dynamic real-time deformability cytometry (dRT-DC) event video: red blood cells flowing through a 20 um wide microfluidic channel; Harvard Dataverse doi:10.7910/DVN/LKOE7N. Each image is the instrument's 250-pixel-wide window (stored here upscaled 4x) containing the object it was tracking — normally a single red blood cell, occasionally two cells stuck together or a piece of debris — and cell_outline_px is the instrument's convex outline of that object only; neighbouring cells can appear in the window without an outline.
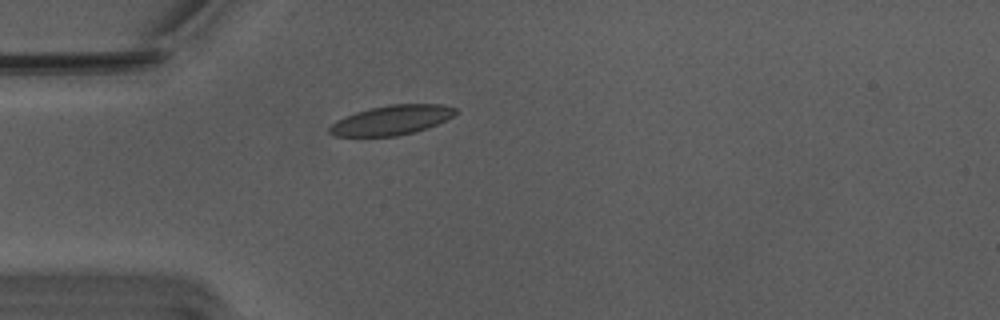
{"species": "Egyptian fruit bat (a non-hibernating species)", "species_latin": "Rousettus aegyptiacus", "temperature_condition": "warm", "stored_images_in_passage": 33, "camera_frame_rate_fps": 3000, "um_per_image_px": 0.085, "animal": {"sex": "male"}, "frame": {"image": 1, "passage_image": 1, "time_ms": 0.0, "image_size_px": [1000, 320], "cell_outline_px": [[460, 112], [428, 128], [416, 132], [396, 136], [332, 136], [328, 132], [328, 128], [336, 120], [344, 116], [356, 112], [372, 108], [392, 104], [440, 104], [456, 108]], "centroid_in_image_um": [33.28, 10.21], "position_along_channel_um": 51.7, "area_um2": 21.73}}
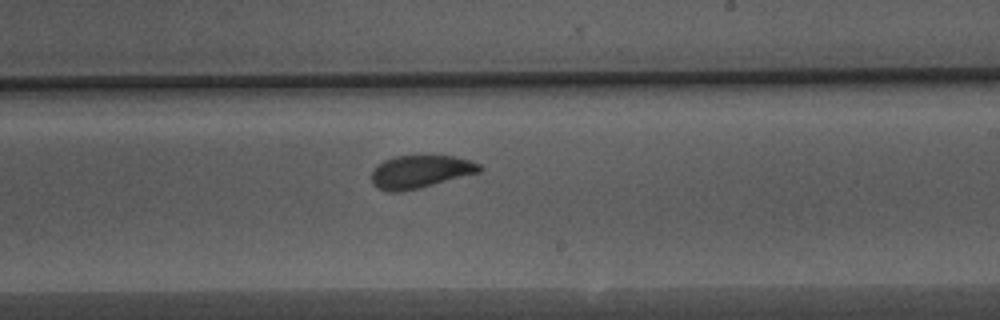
{"frame": {"image": 2, "passage_image": 18, "time_ms": 5.667, "image_size_px": [1000, 320], "cell_outline_px": [[484, 168], [480, 172], [420, 188], [400, 192], [392, 192], [380, 188], [372, 184], [372, 172], [384, 160], [396, 156], [452, 156], [472, 160], [480, 164]], "centroid_in_image_um": [35.78, 14.59], "position_along_channel_um": 253.2, "area_um2": 20.52}}
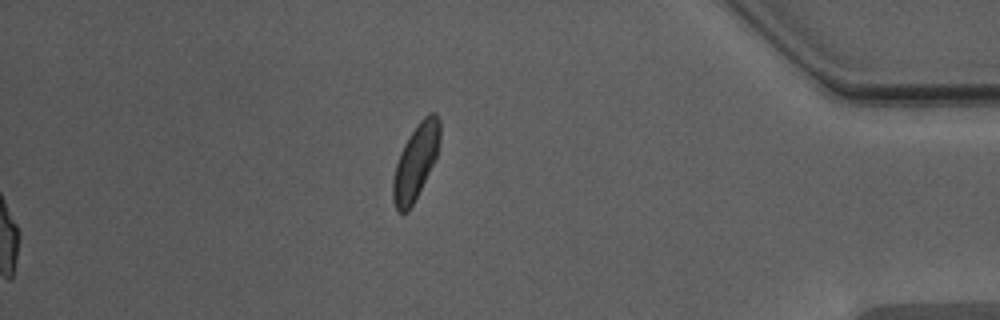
{"frame": {"image": 3, "passage_image": 33, "time_ms": 10.667, "image_size_px": [1000, 320], "cell_outline_px": [[440, 140], [436, 160], [408, 212], [400, 212], [396, 208], [392, 196], [392, 180], [396, 164], [400, 152], [408, 136], [416, 124], [428, 112], [436, 112], [440, 120]], "centroid_in_image_um": [35.35, 13.7], "position_along_channel_um": 399.9, "area_um2": 20.69}, "authors_computed_cell_mechanics": {"area_um2": 21.2126, "velocity_mm_per_s": 3.7368, "shape_relaxation_time_tau1_ms": 2.5317, "shape_relaxation_time_tau2_ms": 2.0922, "deformation_change_tau1": 0.1049, "deformation_change_tau2": 0.0602}}